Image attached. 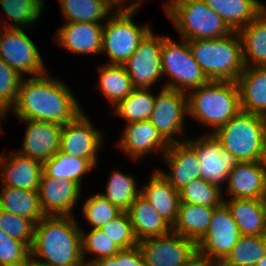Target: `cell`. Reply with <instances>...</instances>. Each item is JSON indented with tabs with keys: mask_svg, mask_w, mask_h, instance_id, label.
<instances>
[{
	"mask_svg": "<svg viewBox=\"0 0 266 266\" xmlns=\"http://www.w3.org/2000/svg\"><path fill=\"white\" fill-rule=\"evenodd\" d=\"M67 84L46 73L21 81L13 111L20 120H39L64 125L82 111Z\"/></svg>",
	"mask_w": 266,
	"mask_h": 266,
	"instance_id": "1",
	"label": "cell"
},
{
	"mask_svg": "<svg viewBox=\"0 0 266 266\" xmlns=\"http://www.w3.org/2000/svg\"><path fill=\"white\" fill-rule=\"evenodd\" d=\"M81 229L73 215L45 216L35 224L30 257L50 266H85Z\"/></svg>",
	"mask_w": 266,
	"mask_h": 266,
	"instance_id": "2",
	"label": "cell"
},
{
	"mask_svg": "<svg viewBox=\"0 0 266 266\" xmlns=\"http://www.w3.org/2000/svg\"><path fill=\"white\" fill-rule=\"evenodd\" d=\"M188 114L215 132L241 111L237 81L209 80L187 93Z\"/></svg>",
	"mask_w": 266,
	"mask_h": 266,
	"instance_id": "3",
	"label": "cell"
},
{
	"mask_svg": "<svg viewBox=\"0 0 266 266\" xmlns=\"http://www.w3.org/2000/svg\"><path fill=\"white\" fill-rule=\"evenodd\" d=\"M188 43L208 80L237 81L245 68L237 31L221 38L189 40Z\"/></svg>",
	"mask_w": 266,
	"mask_h": 266,
	"instance_id": "4",
	"label": "cell"
},
{
	"mask_svg": "<svg viewBox=\"0 0 266 266\" xmlns=\"http://www.w3.org/2000/svg\"><path fill=\"white\" fill-rule=\"evenodd\" d=\"M212 134L238 162L259 161L266 143V117L240 111Z\"/></svg>",
	"mask_w": 266,
	"mask_h": 266,
	"instance_id": "5",
	"label": "cell"
},
{
	"mask_svg": "<svg viewBox=\"0 0 266 266\" xmlns=\"http://www.w3.org/2000/svg\"><path fill=\"white\" fill-rule=\"evenodd\" d=\"M164 9L182 39H215L234 31L203 0H169Z\"/></svg>",
	"mask_w": 266,
	"mask_h": 266,
	"instance_id": "6",
	"label": "cell"
},
{
	"mask_svg": "<svg viewBox=\"0 0 266 266\" xmlns=\"http://www.w3.org/2000/svg\"><path fill=\"white\" fill-rule=\"evenodd\" d=\"M141 0L131 5H120L103 26L102 52H106L107 64L123 65L134 53L140 42L151 31L149 24L137 26L132 17L139 9Z\"/></svg>",
	"mask_w": 266,
	"mask_h": 266,
	"instance_id": "7",
	"label": "cell"
},
{
	"mask_svg": "<svg viewBox=\"0 0 266 266\" xmlns=\"http://www.w3.org/2000/svg\"><path fill=\"white\" fill-rule=\"evenodd\" d=\"M161 60L163 77L171 78L163 87L187 93L209 81L195 61L186 39L176 43L170 37L162 36Z\"/></svg>",
	"mask_w": 266,
	"mask_h": 266,
	"instance_id": "8",
	"label": "cell"
},
{
	"mask_svg": "<svg viewBox=\"0 0 266 266\" xmlns=\"http://www.w3.org/2000/svg\"><path fill=\"white\" fill-rule=\"evenodd\" d=\"M241 233L227 205L214 208L208 231L197 243V255L210 265L220 264L231 252Z\"/></svg>",
	"mask_w": 266,
	"mask_h": 266,
	"instance_id": "9",
	"label": "cell"
},
{
	"mask_svg": "<svg viewBox=\"0 0 266 266\" xmlns=\"http://www.w3.org/2000/svg\"><path fill=\"white\" fill-rule=\"evenodd\" d=\"M22 28L0 26V58L20 75H42L48 71L43 56Z\"/></svg>",
	"mask_w": 266,
	"mask_h": 266,
	"instance_id": "10",
	"label": "cell"
},
{
	"mask_svg": "<svg viewBox=\"0 0 266 266\" xmlns=\"http://www.w3.org/2000/svg\"><path fill=\"white\" fill-rule=\"evenodd\" d=\"M147 266H184L197 256V244L176 232L138 242Z\"/></svg>",
	"mask_w": 266,
	"mask_h": 266,
	"instance_id": "11",
	"label": "cell"
},
{
	"mask_svg": "<svg viewBox=\"0 0 266 266\" xmlns=\"http://www.w3.org/2000/svg\"><path fill=\"white\" fill-rule=\"evenodd\" d=\"M161 47L162 35L150 31L123 64L134 89H150L163 77Z\"/></svg>",
	"mask_w": 266,
	"mask_h": 266,
	"instance_id": "12",
	"label": "cell"
},
{
	"mask_svg": "<svg viewBox=\"0 0 266 266\" xmlns=\"http://www.w3.org/2000/svg\"><path fill=\"white\" fill-rule=\"evenodd\" d=\"M159 91L149 121L169 144L184 142L174 136L184 131L183 120L185 114L188 115L187 94L163 85Z\"/></svg>",
	"mask_w": 266,
	"mask_h": 266,
	"instance_id": "13",
	"label": "cell"
},
{
	"mask_svg": "<svg viewBox=\"0 0 266 266\" xmlns=\"http://www.w3.org/2000/svg\"><path fill=\"white\" fill-rule=\"evenodd\" d=\"M185 142L200 161L201 178L222 189L221 183H228V174L238 163L235 157L211 133Z\"/></svg>",
	"mask_w": 266,
	"mask_h": 266,
	"instance_id": "14",
	"label": "cell"
},
{
	"mask_svg": "<svg viewBox=\"0 0 266 266\" xmlns=\"http://www.w3.org/2000/svg\"><path fill=\"white\" fill-rule=\"evenodd\" d=\"M90 121L83 110L74 120L63 125L61 152L76 158L97 159L103 138L101 132L95 129Z\"/></svg>",
	"mask_w": 266,
	"mask_h": 266,
	"instance_id": "15",
	"label": "cell"
},
{
	"mask_svg": "<svg viewBox=\"0 0 266 266\" xmlns=\"http://www.w3.org/2000/svg\"><path fill=\"white\" fill-rule=\"evenodd\" d=\"M82 187L71 180L47 176L40 177L38 195L46 216H72L73 208L81 197Z\"/></svg>",
	"mask_w": 266,
	"mask_h": 266,
	"instance_id": "16",
	"label": "cell"
},
{
	"mask_svg": "<svg viewBox=\"0 0 266 266\" xmlns=\"http://www.w3.org/2000/svg\"><path fill=\"white\" fill-rule=\"evenodd\" d=\"M20 121L28 124L20 154L43 164L60 150L62 125L39 120Z\"/></svg>",
	"mask_w": 266,
	"mask_h": 266,
	"instance_id": "17",
	"label": "cell"
},
{
	"mask_svg": "<svg viewBox=\"0 0 266 266\" xmlns=\"http://www.w3.org/2000/svg\"><path fill=\"white\" fill-rule=\"evenodd\" d=\"M117 144L134 161L153 151L164 154L170 146L149 120L126 124Z\"/></svg>",
	"mask_w": 266,
	"mask_h": 266,
	"instance_id": "18",
	"label": "cell"
},
{
	"mask_svg": "<svg viewBox=\"0 0 266 266\" xmlns=\"http://www.w3.org/2000/svg\"><path fill=\"white\" fill-rule=\"evenodd\" d=\"M163 156L170 172L157 170L179 192L193 180L201 178L200 161L185 140L170 144Z\"/></svg>",
	"mask_w": 266,
	"mask_h": 266,
	"instance_id": "19",
	"label": "cell"
},
{
	"mask_svg": "<svg viewBox=\"0 0 266 266\" xmlns=\"http://www.w3.org/2000/svg\"><path fill=\"white\" fill-rule=\"evenodd\" d=\"M104 24L91 22H66L56 34V42L67 51L76 54L102 53Z\"/></svg>",
	"mask_w": 266,
	"mask_h": 266,
	"instance_id": "20",
	"label": "cell"
},
{
	"mask_svg": "<svg viewBox=\"0 0 266 266\" xmlns=\"http://www.w3.org/2000/svg\"><path fill=\"white\" fill-rule=\"evenodd\" d=\"M0 155L1 186L38 191L42 163L19 152Z\"/></svg>",
	"mask_w": 266,
	"mask_h": 266,
	"instance_id": "21",
	"label": "cell"
},
{
	"mask_svg": "<svg viewBox=\"0 0 266 266\" xmlns=\"http://www.w3.org/2000/svg\"><path fill=\"white\" fill-rule=\"evenodd\" d=\"M229 198L262 200L266 191V174L260 162H238L228 174Z\"/></svg>",
	"mask_w": 266,
	"mask_h": 266,
	"instance_id": "22",
	"label": "cell"
},
{
	"mask_svg": "<svg viewBox=\"0 0 266 266\" xmlns=\"http://www.w3.org/2000/svg\"><path fill=\"white\" fill-rule=\"evenodd\" d=\"M140 189V195L173 227L178 216L180 192L158 170L153 172L148 183Z\"/></svg>",
	"mask_w": 266,
	"mask_h": 266,
	"instance_id": "23",
	"label": "cell"
},
{
	"mask_svg": "<svg viewBox=\"0 0 266 266\" xmlns=\"http://www.w3.org/2000/svg\"><path fill=\"white\" fill-rule=\"evenodd\" d=\"M237 84L241 111L266 117V66L245 67Z\"/></svg>",
	"mask_w": 266,
	"mask_h": 266,
	"instance_id": "24",
	"label": "cell"
},
{
	"mask_svg": "<svg viewBox=\"0 0 266 266\" xmlns=\"http://www.w3.org/2000/svg\"><path fill=\"white\" fill-rule=\"evenodd\" d=\"M126 212L138 242L166 235L172 231V226L141 195L135 198Z\"/></svg>",
	"mask_w": 266,
	"mask_h": 266,
	"instance_id": "25",
	"label": "cell"
},
{
	"mask_svg": "<svg viewBox=\"0 0 266 266\" xmlns=\"http://www.w3.org/2000/svg\"><path fill=\"white\" fill-rule=\"evenodd\" d=\"M241 235H266V210L263 200L229 198L224 199Z\"/></svg>",
	"mask_w": 266,
	"mask_h": 266,
	"instance_id": "26",
	"label": "cell"
},
{
	"mask_svg": "<svg viewBox=\"0 0 266 266\" xmlns=\"http://www.w3.org/2000/svg\"><path fill=\"white\" fill-rule=\"evenodd\" d=\"M237 32L245 67L266 66V6L254 20Z\"/></svg>",
	"mask_w": 266,
	"mask_h": 266,
	"instance_id": "27",
	"label": "cell"
},
{
	"mask_svg": "<svg viewBox=\"0 0 266 266\" xmlns=\"http://www.w3.org/2000/svg\"><path fill=\"white\" fill-rule=\"evenodd\" d=\"M233 30L238 31L265 9L260 0H203Z\"/></svg>",
	"mask_w": 266,
	"mask_h": 266,
	"instance_id": "28",
	"label": "cell"
},
{
	"mask_svg": "<svg viewBox=\"0 0 266 266\" xmlns=\"http://www.w3.org/2000/svg\"><path fill=\"white\" fill-rule=\"evenodd\" d=\"M214 208L180 202L172 231L196 244L208 231Z\"/></svg>",
	"mask_w": 266,
	"mask_h": 266,
	"instance_id": "29",
	"label": "cell"
},
{
	"mask_svg": "<svg viewBox=\"0 0 266 266\" xmlns=\"http://www.w3.org/2000/svg\"><path fill=\"white\" fill-rule=\"evenodd\" d=\"M0 208L37 224L46 215L39 200L38 191L1 186Z\"/></svg>",
	"mask_w": 266,
	"mask_h": 266,
	"instance_id": "30",
	"label": "cell"
},
{
	"mask_svg": "<svg viewBox=\"0 0 266 266\" xmlns=\"http://www.w3.org/2000/svg\"><path fill=\"white\" fill-rule=\"evenodd\" d=\"M59 3L67 22L95 24H102L101 20L110 17L113 8L121 5L119 0H59Z\"/></svg>",
	"mask_w": 266,
	"mask_h": 266,
	"instance_id": "31",
	"label": "cell"
},
{
	"mask_svg": "<svg viewBox=\"0 0 266 266\" xmlns=\"http://www.w3.org/2000/svg\"><path fill=\"white\" fill-rule=\"evenodd\" d=\"M98 159H82L65 154L60 150L42 164V171L50 177L71 180L82 187L84 174L91 171Z\"/></svg>",
	"mask_w": 266,
	"mask_h": 266,
	"instance_id": "32",
	"label": "cell"
},
{
	"mask_svg": "<svg viewBox=\"0 0 266 266\" xmlns=\"http://www.w3.org/2000/svg\"><path fill=\"white\" fill-rule=\"evenodd\" d=\"M99 70L100 91L113 106L134 90L130 75L123 65L104 64Z\"/></svg>",
	"mask_w": 266,
	"mask_h": 266,
	"instance_id": "33",
	"label": "cell"
},
{
	"mask_svg": "<svg viewBox=\"0 0 266 266\" xmlns=\"http://www.w3.org/2000/svg\"><path fill=\"white\" fill-rule=\"evenodd\" d=\"M155 95L150 89H134L126 98L119 101L113 115L125 119L126 123L149 120L154 109Z\"/></svg>",
	"mask_w": 266,
	"mask_h": 266,
	"instance_id": "34",
	"label": "cell"
},
{
	"mask_svg": "<svg viewBox=\"0 0 266 266\" xmlns=\"http://www.w3.org/2000/svg\"><path fill=\"white\" fill-rule=\"evenodd\" d=\"M266 254V235H241L221 266H256Z\"/></svg>",
	"mask_w": 266,
	"mask_h": 266,
	"instance_id": "35",
	"label": "cell"
},
{
	"mask_svg": "<svg viewBox=\"0 0 266 266\" xmlns=\"http://www.w3.org/2000/svg\"><path fill=\"white\" fill-rule=\"evenodd\" d=\"M133 176L118 170L111 173L107 180L106 192L101 193L110 204L117 206L121 211H127L135 198L140 195V188Z\"/></svg>",
	"mask_w": 266,
	"mask_h": 266,
	"instance_id": "36",
	"label": "cell"
},
{
	"mask_svg": "<svg viewBox=\"0 0 266 266\" xmlns=\"http://www.w3.org/2000/svg\"><path fill=\"white\" fill-rule=\"evenodd\" d=\"M1 9L13 21H5V28H21L32 26L41 16L44 8L43 0H0ZM20 24L21 26H18Z\"/></svg>",
	"mask_w": 266,
	"mask_h": 266,
	"instance_id": "37",
	"label": "cell"
},
{
	"mask_svg": "<svg viewBox=\"0 0 266 266\" xmlns=\"http://www.w3.org/2000/svg\"><path fill=\"white\" fill-rule=\"evenodd\" d=\"M221 191L218 186L199 178L180 191V202L216 208L224 202Z\"/></svg>",
	"mask_w": 266,
	"mask_h": 266,
	"instance_id": "38",
	"label": "cell"
},
{
	"mask_svg": "<svg viewBox=\"0 0 266 266\" xmlns=\"http://www.w3.org/2000/svg\"><path fill=\"white\" fill-rule=\"evenodd\" d=\"M82 258L85 266L103 258L115 256L121 249L101 229H91L90 232L81 231ZM93 255L92 260H86V254Z\"/></svg>",
	"mask_w": 266,
	"mask_h": 266,
	"instance_id": "39",
	"label": "cell"
},
{
	"mask_svg": "<svg viewBox=\"0 0 266 266\" xmlns=\"http://www.w3.org/2000/svg\"><path fill=\"white\" fill-rule=\"evenodd\" d=\"M83 214L93 229H101L105 223L118 216L122 211L109 203L102 194H95L86 200Z\"/></svg>",
	"mask_w": 266,
	"mask_h": 266,
	"instance_id": "40",
	"label": "cell"
},
{
	"mask_svg": "<svg viewBox=\"0 0 266 266\" xmlns=\"http://www.w3.org/2000/svg\"><path fill=\"white\" fill-rule=\"evenodd\" d=\"M0 230L31 248L35 232V223L32 220L0 208Z\"/></svg>",
	"mask_w": 266,
	"mask_h": 266,
	"instance_id": "41",
	"label": "cell"
},
{
	"mask_svg": "<svg viewBox=\"0 0 266 266\" xmlns=\"http://www.w3.org/2000/svg\"><path fill=\"white\" fill-rule=\"evenodd\" d=\"M101 230L114 241L120 249H129L138 245L126 211H122L118 216L105 223Z\"/></svg>",
	"mask_w": 266,
	"mask_h": 266,
	"instance_id": "42",
	"label": "cell"
},
{
	"mask_svg": "<svg viewBox=\"0 0 266 266\" xmlns=\"http://www.w3.org/2000/svg\"><path fill=\"white\" fill-rule=\"evenodd\" d=\"M29 257L30 248L24 242L0 230V266H25Z\"/></svg>",
	"mask_w": 266,
	"mask_h": 266,
	"instance_id": "43",
	"label": "cell"
},
{
	"mask_svg": "<svg viewBox=\"0 0 266 266\" xmlns=\"http://www.w3.org/2000/svg\"><path fill=\"white\" fill-rule=\"evenodd\" d=\"M22 79V75L0 58V103L6 108L14 106Z\"/></svg>",
	"mask_w": 266,
	"mask_h": 266,
	"instance_id": "44",
	"label": "cell"
},
{
	"mask_svg": "<svg viewBox=\"0 0 266 266\" xmlns=\"http://www.w3.org/2000/svg\"><path fill=\"white\" fill-rule=\"evenodd\" d=\"M118 266H147L139 246L121 249L118 252Z\"/></svg>",
	"mask_w": 266,
	"mask_h": 266,
	"instance_id": "45",
	"label": "cell"
},
{
	"mask_svg": "<svg viewBox=\"0 0 266 266\" xmlns=\"http://www.w3.org/2000/svg\"><path fill=\"white\" fill-rule=\"evenodd\" d=\"M90 266H118V253L113 257L103 258L95 261Z\"/></svg>",
	"mask_w": 266,
	"mask_h": 266,
	"instance_id": "46",
	"label": "cell"
},
{
	"mask_svg": "<svg viewBox=\"0 0 266 266\" xmlns=\"http://www.w3.org/2000/svg\"><path fill=\"white\" fill-rule=\"evenodd\" d=\"M184 266H210V264L197 255L192 261Z\"/></svg>",
	"mask_w": 266,
	"mask_h": 266,
	"instance_id": "47",
	"label": "cell"
},
{
	"mask_svg": "<svg viewBox=\"0 0 266 266\" xmlns=\"http://www.w3.org/2000/svg\"><path fill=\"white\" fill-rule=\"evenodd\" d=\"M259 162H260L261 168L265 171V174H266V143L263 148V151L261 152Z\"/></svg>",
	"mask_w": 266,
	"mask_h": 266,
	"instance_id": "48",
	"label": "cell"
},
{
	"mask_svg": "<svg viewBox=\"0 0 266 266\" xmlns=\"http://www.w3.org/2000/svg\"><path fill=\"white\" fill-rule=\"evenodd\" d=\"M9 109L6 108L2 103H0V133H2V126H1V119H4L7 117L6 115L8 114Z\"/></svg>",
	"mask_w": 266,
	"mask_h": 266,
	"instance_id": "49",
	"label": "cell"
},
{
	"mask_svg": "<svg viewBox=\"0 0 266 266\" xmlns=\"http://www.w3.org/2000/svg\"><path fill=\"white\" fill-rule=\"evenodd\" d=\"M25 266H50V265L41 263V262L29 257V259H28V261H27Z\"/></svg>",
	"mask_w": 266,
	"mask_h": 266,
	"instance_id": "50",
	"label": "cell"
},
{
	"mask_svg": "<svg viewBox=\"0 0 266 266\" xmlns=\"http://www.w3.org/2000/svg\"><path fill=\"white\" fill-rule=\"evenodd\" d=\"M256 266H266V254L264 257L256 264Z\"/></svg>",
	"mask_w": 266,
	"mask_h": 266,
	"instance_id": "51",
	"label": "cell"
},
{
	"mask_svg": "<svg viewBox=\"0 0 266 266\" xmlns=\"http://www.w3.org/2000/svg\"><path fill=\"white\" fill-rule=\"evenodd\" d=\"M263 203H264V206H265V210H266V191L264 193V196H263Z\"/></svg>",
	"mask_w": 266,
	"mask_h": 266,
	"instance_id": "52",
	"label": "cell"
},
{
	"mask_svg": "<svg viewBox=\"0 0 266 266\" xmlns=\"http://www.w3.org/2000/svg\"><path fill=\"white\" fill-rule=\"evenodd\" d=\"M120 1V3H121V5H125L127 2V0H119ZM123 1H124V3H123Z\"/></svg>",
	"mask_w": 266,
	"mask_h": 266,
	"instance_id": "53",
	"label": "cell"
},
{
	"mask_svg": "<svg viewBox=\"0 0 266 266\" xmlns=\"http://www.w3.org/2000/svg\"><path fill=\"white\" fill-rule=\"evenodd\" d=\"M210 266H221L220 264H213V265H210Z\"/></svg>",
	"mask_w": 266,
	"mask_h": 266,
	"instance_id": "54",
	"label": "cell"
}]
</instances>
